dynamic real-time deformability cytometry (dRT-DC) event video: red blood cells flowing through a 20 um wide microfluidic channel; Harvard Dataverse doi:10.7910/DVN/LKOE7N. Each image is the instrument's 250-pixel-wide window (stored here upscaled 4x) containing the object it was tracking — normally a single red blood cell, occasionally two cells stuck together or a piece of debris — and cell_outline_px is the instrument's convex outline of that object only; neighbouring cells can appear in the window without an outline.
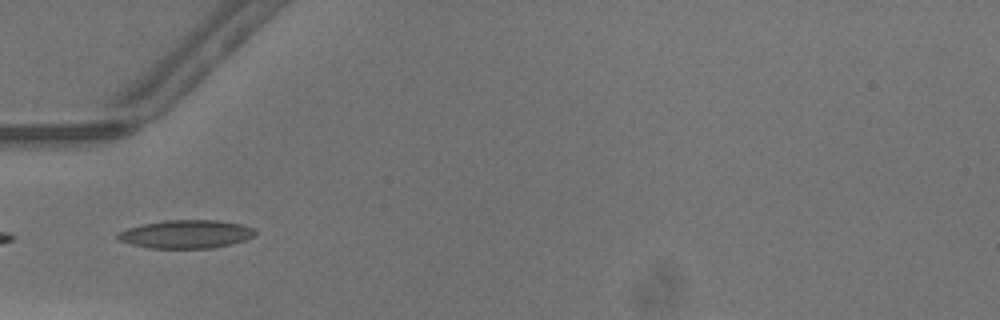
{"species": "common noctule bat (a hibernating species)", "species_latin": "Nyctalus noctula", "temperature_condition": "warm", "stored_images_in_passage": 13, "camera_frame_rate_fps": 3000, "um_per_image_px": 0.085, "animal": {"sex": "male", "body_mass_g": 13.3}, "frame": {"image": 1, "passage_image": 1, "time_ms": 0.0, "image_size_px": [1000, 320], "cell_outline_px": [[256, 232], [252, 236], [244, 240], [232, 244], [212, 248], [148, 248], [128, 244], [116, 240], [116, 236], [120, 232], [128, 228], [144, 224], [164, 220], [216, 220], [240, 224], [252, 228]], "centroid_in_image_um": [15.76, 19.91], "position_along_channel_um": 69.2, "area_um2": 22.6}}
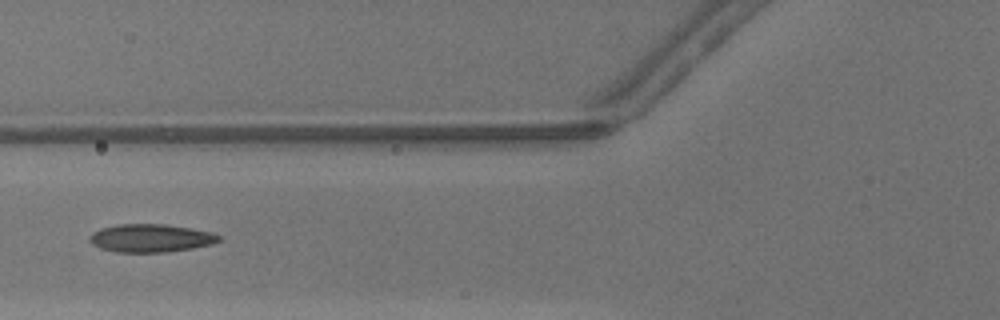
{"frame": {"image": 2, "passage_image": 4, "time_ms": 1.0, "image_size_px": [1000, 320], "cell_outline_px": [[220, 240], [212, 244], [192, 248], [168, 252], [116, 252], [100, 248], [92, 244], [88, 240], [88, 236], [92, 232], [100, 228], [116, 224], [164, 224], [192, 228], [212, 232], [220, 236]], "centroid_in_image_um": [12.78, 20.23], "position_along_channel_um": 113.0, "area_um2": 21.33}}